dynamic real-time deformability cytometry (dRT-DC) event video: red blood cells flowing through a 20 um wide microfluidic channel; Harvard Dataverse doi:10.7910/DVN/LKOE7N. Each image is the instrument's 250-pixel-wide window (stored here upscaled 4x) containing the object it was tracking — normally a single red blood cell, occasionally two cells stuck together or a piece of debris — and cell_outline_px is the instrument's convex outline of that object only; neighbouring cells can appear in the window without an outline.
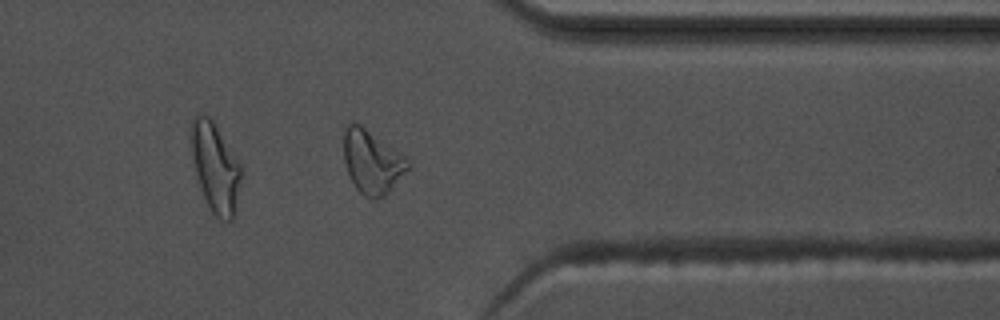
{"species": "common noctule bat (a hibernating species)", "species_latin": "Nyctalus noctula", "temperature_condition": "warm", "stored_images_in_passage": 39, "camera_frame_rate_fps": 3000, "um_per_image_px": 0.085, "animal": {"sex": "male", "body_mass_g": 17.5, "forearm_length_mm": 52.3}, "frame": {"image": 1, "passage_image": 28, "time_ms": 9.0, "image_size_px": [1000, 320], "cell_outline_px": [[408, 168], [388, 192], [384, 196], [376, 200], [372, 200], [364, 196], [356, 188], [344, 164], [344, 124], [352, 120], [360, 124], [408, 156]], "centroid_in_image_um": [31.6, 13.71], "position_along_channel_um": 379.8, "area_um2": 23.99}, "authors_computed_cell_mechanics": {"area_um2": 19.941, "velocity_mm_per_s": 3.7862, "shape_relaxation_time_tau1_ms": 8.0639, "shape_relaxation_time_tau2_ms": 3.3337, "deformation_change_tau1": 0.2476, "deformation_change_tau2": 0.1221}}